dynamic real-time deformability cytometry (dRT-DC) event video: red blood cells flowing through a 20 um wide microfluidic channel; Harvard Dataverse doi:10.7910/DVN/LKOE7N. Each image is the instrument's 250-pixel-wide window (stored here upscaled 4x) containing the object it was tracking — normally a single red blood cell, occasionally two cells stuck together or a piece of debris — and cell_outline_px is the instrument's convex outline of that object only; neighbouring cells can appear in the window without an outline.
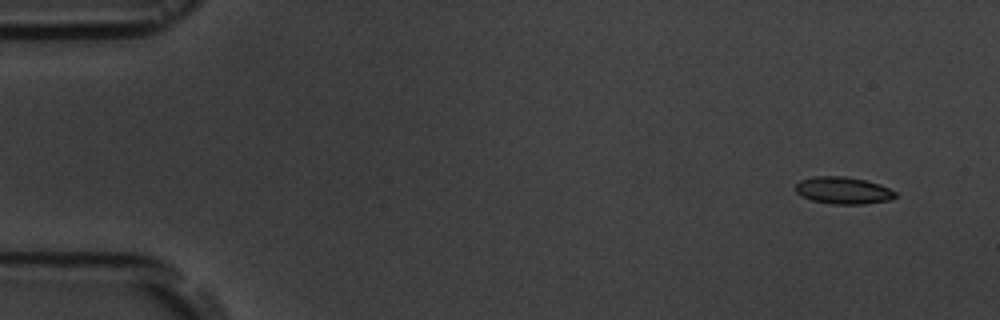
{"species": "common noctule bat (a hibernating species)", "species_latin": "Nyctalus noctula", "temperature_condition": "room temperature", "stored_images_in_passage": 9, "camera_frame_rate_fps": 3000, "um_per_image_px": 0.085, "animal": {"sex": "male", "body_mass_g": 19.5, "forearm_length_mm": 54.6}, "frame": {"image": 1, "passage_image": 1, "time_ms": 0.0, "image_size_px": [1000, 320], "cell_outline_px": [[896, 196], [888, 200], [864, 204], [832, 204], [812, 200], [796, 192], [796, 184], [800, 180], [812, 176], [844, 176], [864, 180], [880, 184], [896, 192]], "centroid_in_image_um": [71.66, 16.18], "position_along_channel_um": 13.3, "area_um2": 15.61}}
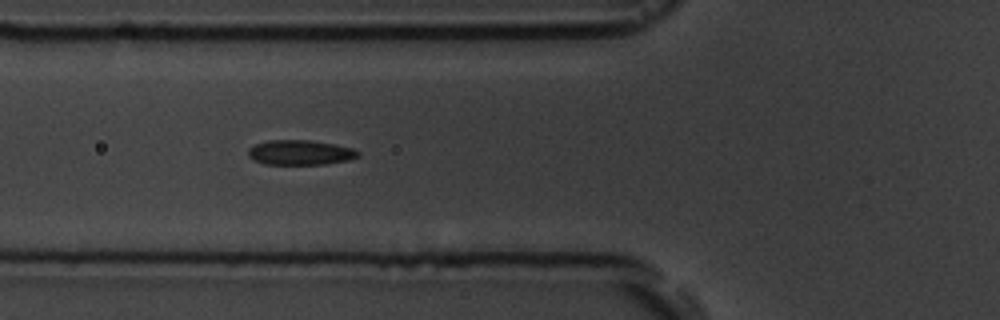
{"frame": {"image": 2, "passage_image": 6, "time_ms": 5.667, "image_size_px": [1000, 320], "cell_outline_px": [[360, 156], [348, 160], [324, 164], [264, 164], [252, 160], [248, 156], [248, 148], [256, 144], [268, 140], [308, 140], [332, 144], [352, 148], [360, 152]], "centroid_in_image_um": [25.49, 12.97], "position_along_channel_um": 100.3, "area_um2": 15.9}}
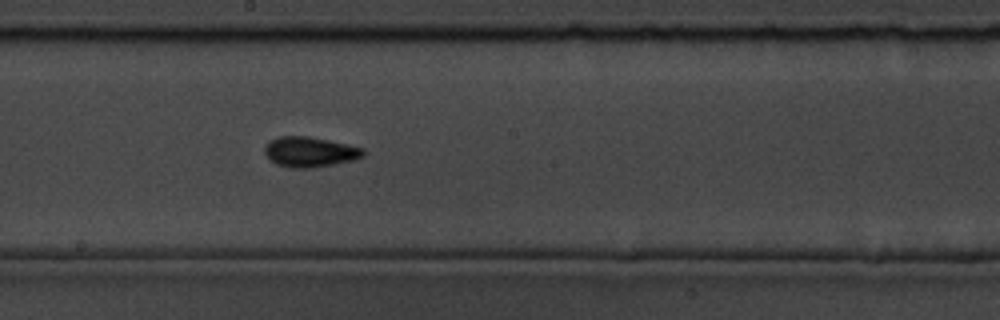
{"frame": {"image": 3, "passage_image": 9, "time_ms": 9.0, "image_size_px": [1000, 320], "cell_outline_px": [[364, 156], [352, 160], [332, 164], [308, 168], [292, 168], [276, 164], [268, 160], [264, 152], [264, 144], [268, 140], [276, 136], [308, 136], [348, 144], [364, 148]], "centroid_in_image_um": [26.26, 12.9], "position_along_channel_um": 221.9, "area_um2": 17.51}}